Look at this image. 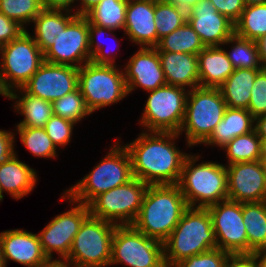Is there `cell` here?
<instances>
[{"label": "cell", "mask_w": 266, "mask_h": 267, "mask_svg": "<svg viewBox=\"0 0 266 267\" xmlns=\"http://www.w3.org/2000/svg\"><path fill=\"white\" fill-rule=\"evenodd\" d=\"M179 136L175 132L143 131L124 145L131 158L133 177L148 185L178 184L189 154L175 145Z\"/></svg>", "instance_id": "obj_1"}, {"label": "cell", "mask_w": 266, "mask_h": 267, "mask_svg": "<svg viewBox=\"0 0 266 267\" xmlns=\"http://www.w3.org/2000/svg\"><path fill=\"white\" fill-rule=\"evenodd\" d=\"M188 208L177 184L148 185L132 226L163 243Z\"/></svg>", "instance_id": "obj_2"}, {"label": "cell", "mask_w": 266, "mask_h": 267, "mask_svg": "<svg viewBox=\"0 0 266 267\" xmlns=\"http://www.w3.org/2000/svg\"><path fill=\"white\" fill-rule=\"evenodd\" d=\"M200 155L185 157L178 182L189 207L207 208L228 199L226 165L217 162H198Z\"/></svg>", "instance_id": "obj_3"}, {"label": "cell", "mask_w": 266, "mask_h": 267, "mask_svg": "<svg viewBox=\"0 0 266 267\" xmlns=\"http://www.w3.org/2000/svg\"><path fill=\"white\" fill-rule=\"evenodd\" d=\"M163 245L167 267L188 257L216 249L217 242L208 209L189 207Z\"/></svg>", "instance_id": "obj_4"}, {"label": "cell", "mask_w": 266, "mask_h": 267, "mask_svg": "<svg viewBox=\"0 0 266 267\" xmlns=\"http://www.w3.org/2000/svg\"><path fill=\"white\" fill-rule=\"evenodd\" d=\"M120 143L117 139L104 159L64 192L74 201L88 205L99 194L129 182L133 178L131 158Z\"/></svg>", "instance_id": "obj_5"}, {"label": "cell", "mask_w": 266, "mask_h": 267, "mask_svg": "<svg viewBox=\"0 0 266 267\" xmlns=\"http://www.w3.org/2000/svg\"><path fill=\"white\" fill-rule=\"evenodd\" d=\"M226 108L219 88L199 86L189 90L185 116L178 134L185 132L188 147L203 144L223 119Z\"/></svg>", "instance_id": "obj_6"}, {"label": "cell", "mask_w": 266, "mask_h": 267, "mask_svg": "<svg viewBox=\"0 0 266 267\" xmlns=\"http://www.w3.org/2000/svg\"><path fill=\"white\" fill-rule=\"evenodd\" d=\"M92 61L78 68V88L91 112L120 102L127 95L123 69Z\"/></svg>", "instance_id": "obj_7"}, {"label": "cell", "mask_w": 266, "mask_h": 267, "mask_svg": "<svg viewBox=\"0 0 266 267\" xmlns=\"http://www.w3.org/2000/svg\"><path fill=\"white\" fill-rule=\"evenodd\" d=\"M28 31L2 46L0 86L6 95L22 88L44 62V53Z\"/></svg>", "instance_id": "obj_8"}, {"label": "cell", "mask_w": 266, "mask_h": 267, "mask_svg": "<svg viewBox=\"0 0 266 267\" xmlns=\"http://www.w3.org/2000/svg\"><path fill=\"white\" fill-rule=\"evenodd\" d=\"M116 226L89 215L75 235L66 260L75 267L110 266L112 238Z\"/></svg>", "instance_id": "obj_9"}, {"label": "cell", "mask_w": 266, "mask_h": 267, "mask_svg": "<svg viewBox=\"0 0 266 267\" xmlns=\"http://www.w3.org/2000/svg\"><path fill=\"white\" fill-rule=\"evenodd\" d=\"M189 90L180 86L165 85L148 91L139 123L145 131L179 133L186 109Z\"/></svg>", "instance_id": "obj_10"}, {"label": "cell", "mask_w": 266, "mask_h": 267, "mask_svg": "<svg viewBox=\"0 0 266 267\" xmlns=\"http://www.w3.org/2000/svg\"><path fill=\"white\" fill-rule=\"evenodd\" d=\"M148 184L133 177L126 184L99 194L89 204L90 215L117 226L132 225Z\"/></svg>", "instance_id": "obj_11"}, {"label": "cell", "mask_w": 266, "mask_h": 267, "mask_svg": "<svg viewBox=\"0 0 266 267\" xmlns=\"http://www.w3.org/2000/svg\"><path fill=\"white\" fill-rule=\"evenodd\" d=\"M167 267L164 245L136 230L132 225L116 226L112 238L110 266Z\"/></svg>", "instance_id": "obj_12"}, {"label": "cell", "mask_w": 266, "mask_h": 267, "mask_svg": "<svg viewBox=\"0 0 266 267\" xmlns=\"http://www.w3.org/2000/svg\"><path fill=\"white\" fill-rule=\"evenodd\" d=\"M67 199L70 210L55 216L45 227L37 233L40 244L48 259H52L55 251L60 259H66L70 253L73 239L79 231L83 221L90 215L88 205L71 199L65 192L61 201Z\"/></svg>", "instance_id": "obj_13"}, {"label": "cell", "mask_w": 266, "mask_h": 267, "mask_svg": "<svg viewBox=\"0 0 266 267\" xmlns=\"http://www.w3.org/2000/svg\"><path fill=\"white\" fill-rule=\"evenodd\" d=\"M89 20L77 15L44 52V61L80 68L91 61Z\"/></svg>", "instance_id": "obj_14"}, {"label": "cell", "mask_w": 266, "mask_h": 267, "mask_svg": "<svg viewBox=\"0 0 266 267\" xmlns=\"http://www.w3.org/2000/svg\"><path fill=\"white\" fill-rule=\"evenodd\" d=\"M207 209L212 219L217 248L230 254L248 253L242 203L227 199Z\"/></svg>", "instance_id": "obj_15"}, {"label": "cell", "mask_w": 266, "mask_h": 267, "mask_svg": "<svg viewBox=\"0 0 266 267\" xmlns=\"http://www.w3.org/2000/svg\"><path fill=\"white\" fill-rule=\"evenodd\" d=\"M78 88V68L44 61L22 89L35 97L54 102Z\"/></svg>", "instance_id": "obj_16"}, {"label": "cell", "mask_w": 266, "mask_h": 267, "mask_svg": "<svg viewBox=\"0 0 266 267\" xmlns=\"http://www.w3.org/2000/svg\"><path fill=\"white\" fill-rule=\"evenodd\" d=\"M228 199L240 203L266 201L264 164L238 162L226 165Z\"/></svg>", "instance_id": "obj_17"}, {"label": "cell", "mask_w": 266, "mask_h": 267, "mask_svg": "<svg viewBox=\"0 0 266 267\" xmlns=\"http://www.w3.org/2000/svg\"><path fill=\"white\" fill-rule=\"evenodd\" d=\"M187 22L205 47L222 46L235 33V24L218 13L210 0H201L190 8Z\"/></svg>", "instance_id": "obj_18"}, {"label": "cell", "mask_w": 266, "mask_h": 267, "mask_svg": "<svg viewBox=\"0 0 266 267\" xmlns=\"http://www.w3.org/2000/svg\"><path fill=\"white\" fill-rule=\"evenodd\" d=\"M123 70L128 94L137 87L148 92L167 85L155 47H140Z\"/></svg>", "instance_id": "obj_19"}, {"label": "cell", "mask_w": 266, "mask_h": 267, "mask_svg": "<svg viewBox=\"0 0 266 267\" xmlns=\"http://www.w3.org/2000/svg\"><path fill=\"white\" fill-rule=\"evenodd\" d=\"M0 246L5 265L9 260L26 267H39L48 257L45 255L36 233L12 229L0 233Z\"/></svg>", "instance_id": "obj_20"}, {"label": "cell", "mask_w": 266, "mask_h": 267, "mask_svg": "<svg viewBox=\"0 0 266 267\" xmlns=\"http://www.w3.org/2000/svg\"><path fill=\"white\" fill-rule=\"evenodd\" d=\"M124 34L139 47H155L158 44L154 0H128Z\"/></svg>", "instance_id": "obj_21"}, {"label": "cell", "mask_w": 266, "mask_h": 267, "mask_svg": "<svg viewBox=\"0 0 266 267\" xmlns=\"http://www.w3.org/2000/svg\"><path fill=\"white\" fill-rule=\"evenodd\" d=\"M167 85L199 87L198 55L174 52H158Z\"/></svg>", "instance_id": "obj_22"}, {"label": "cell", "mask_w": 266, "mask_h": 267, "mask_svg": "<svg viewBox=\"0 0 266 267\" xmlns=\"http://www.w3.org/2000/svg\"><path fill=\"white\" fill-rule=\"evenodd\" d=\"M36 170L17 158L15 153L10 159L0 164V192L9 193L13 198L20 199L30 194L37 182Z\"/></svg>", "instance_id": "obj_23"}, {"label": "cell", "mask_w": 266, "mask_h": 267, "mask_svg": "<svg viewBox=\"0 0 266 267\" xmlns=\"http://www.w3.org/2000/svg\"><path fill=\"white\" fill-rule=\"evenodd\" d=\"M197 55L201 87L219 88L235 69L222 46L205 47Z\"/></svg>", "instance_id": "obj_24"}, {"label": "cell", "mask_w": 266, "mask_h": 267, "mask_svg": "<svg viewBox=\"0 0 266 267\" xmlns=\"http://www.w3.org/2000/svg\"><path fill=\"white\" fill-rule=\"evenodd\" d=\"M255 118L247 109H225L223 119L216 125L211 136L203 143L223 148L233 138L254 130Z\"/></svg>", "instance_id": "obj_25"}, {"label": "cell", "mask_w": 266, "mask_h": 267, "mask_svg": "<svg viewBox=\"0 0 266 267\" xmlns=\"http://www.w3.org/2000/svg\"><path fill=\"white\" fill-rule=\"evenodd\" d=\"M6 98L15 100L13 106L15 111L24 116V119L16 127L44 128L46 122L53 115L52 102L32 96L22 88L11 91Z\"/></svg>", "instance_id": "obj_26"}, {"label": "cell", "mask_w": 266, "mask_h": 267, "mask_svg": "<svg viewBox=\"0 0 266 267\" xmlns=\"http://www.w3.org/2000/svg\"><path fill=\"white\" fill-rule=\"evenodd\" d=\"M76 16L77 14H72L71 11L45 8L36 16L32 22L35 27L34 35L31 36L43 53Z\"/></svg>", "instance_id": "obj_27"}, {"label": "cell", "mask_w": 266, "mask_h": 267, "mask_svg": "<svg viewBox=\"0 0 266 267\" xmlns=\"http://www.w3.org/2000/svg\"><path fill=\"white\" fill-rule=\"evenodd\" d=\"M261 69H234L219 87L227 107L248 109L252 86Z\"/></svg>", "instance_id": "obj_28"}, {"label": "cell", "mask_w": 266, "mask_h": 267, "mask_svg": "<svg viewBox=\"0 0 266 267\" xmlns=\"http://www.w3.org/2000/svg\"><path fill=\"white\" fill-rule=\"evenodd\" d=\"M248 253L266 247V201L242 203Z\"/></svg>", "instance_id": "obj_29"}, {"label": "cell", "mask_w": 266, "mask_h": 267, "mask_svg": "<svg viewBox=\"0 0 266 267\" xmlns=\"http://www.w3.org/2000/svg\"><path fill=\"white\" fill-rule=\"evenodd\" d=\"M158 52L187 53L197 55L205 48L199 35L186 22L170 34L159 39L155 46Z\"/></svg>", "instance_id": "obj_30"}, {"label": "cell", "mask_w": 266, "mask_h": 267, "mask_svg": "<svg viewBox=\"0 0 266 267\" xmlns=\"http://www.w3.org/2000/svg\"><path fill=\"white\" fill-rule=\"evenodd\" d=\"M128 0H102L85 16L93 25L123 30Z\"/></svg>", "instance_id": "obj_31"}, {"label": "cell", "mask_w": 266, "mask_h": 267, "mask_svg": "<svg viewBox=\"0 0 266 267\" xmlns=\"http://www.w3.org/2000/svg\"><path fill=\"white\" fill-rule=\"evenodd\" d=\"M233 45L230 51L226 50L228 59L235 69L264 68L256 41L242 38L235 33L223 44Z\"/></svg>", "instance_id": "obj_32"}, {"label": "cell", "mask_w": 266, "mask_h": 267, "mask_svg": "<svg viewBox=\"0 0 266 267\" xmlns=\"http://www.w3.org/2000/svg\"><path fill=\"white\" fill-rule=\"evenodd\" d=\"M235 34L257 41L266 34V3L245 6L239 20L235 23Z\"/></svg>", "instance_id": "obj_33"}, {"label": "cell", "mask_w": 266, "mask_h": 267, "mask_svg": "<svg viewBox=\"0 0 266 267\" xmlns=\"http://www.w3.org/2000/svg\"><path fill=\"white\" fill-rule=\"evenodd\" d=\"M222 150L226 151V158L230 165L238 162H254L260 157V138L255 130L233 138Z\"/></svg>", "instance_id": "obj_34"}, {"label": "cell", "mask_w": 266, "mask_h": 267, "mask_svg": "<svg viewBox=\"0 0 266 267\" xmlns=\"http://www.w3.org/2000/svg\"><path fill=\"white\" fill-rule=\"evenodd\" d=\"M154 14L158 42L187 22V10L164 0H154Z\"/></svg>", "instance_id": "obj_35"}, {"label": "cell", "mask_w": 266, "mask_h": 267, "mask_svg": "<svg viewBox=\"0 0 266 267\" xmlns=\"http://www.w3.org/2000/svg\"><path fill=\"white\" fill-rule=\"evenodd\" d=\"M22 144L33 156L41 158H56L57 147L48 137L44 128L16 127Z\"/></svg>", "instance_id": "obj_36"}, {"label": "cell", "mask_w": 266, "mask_h": 267, "mask_svg": "<svg viewBox=\"0 0 266 267\" xmlns=\"http://www.w3.org/2000/svg\"><path fill=\"white\" fill-rule=\"evenodd\" d=\"M43 9L42 0H0V12L25 29Z\"/></svg>", "instance_id": "obj_37"}, {"label": "cell", "mask_w": 266, "mask_h": 267, "mask_svg": "<svg viewBox=\"0 0 266 267\" xmlns=\"http://www.w3.org/2000/svg\"><path fill=\"white\" fill-rule=\"evenodd\" d=\"M52 105L54 115L72 121L75 124L91 114L86 107L84 97L79 88L55 100Z\"/></svg>", "instance_id": "obj_38"}, {"label": "cell", "mask_w": 266, "mask_h": 267, "mask_svg": "<svg viewBox=\"0 0 266 267\" xmlns=\"http://www.w3.org/2000/svg\"><path fill=\"white\" fill-rule=\"evenodd\" d=\"M113 29L93 25L89 22V49L91 53V61L95 64L117 65L115 64L116 55H112L104 49L99 38L106 33L112 34ZM98 37V38H97ZM101 39V38H100ZM113 50V49H112ZM113 53V52H112Z\"/></svg>", "instance_id": "obj_39"}, {"label": "cell", "mask_w": 266, "mask_h": 267, "mask_svg": "<svg viewBox=\"0 0 266 267\" xmlns=\"http://www.w3.org/2000/svg\"><path fill=\"white\" fill-rule=\"evenodd\" d=\"M75 123L60 116L52 115L45 124V131L54 145L65 147L71 141Z\"/></svg>", "instance_id": "obj_40"}, {"label": "cell", "mask_w": 266, "mask_h": 267, "mask_svg": "<svg viewBox=\"0 0 266 267\" xmlns=\"http://www.w3.org/2000/svg\"><path fill=\"white\" fill-rule=\"evenodd\" d=\"M230 253L219 248L176 262L171 267H224Z\"/></svg>", "instance_id": "obj_41"}, {"label": "cell", "mask_w": 266, "mask_h": 267, "mask_svg": "<svg viewBox=\"0 0 266 267\" xmlns=\"http://www.w3.org/2000/svg\"><path fill=\"white\" fill-rule=\"evenodd\" d=\"M247 110L254 118L266 114V68L255 77Z\"/></svg>", "instance_id": "obj_42"}, {"label": "cell", "mask_w": 266, "mask_h": 267, "mask_svg": "<svg viewBox=\"0 0 266 267\" xmlns=\"http://www.w3.org/2000/svg\"><path fill=\"white\" fill-rule=\"evenodd\" d=\"M218 13L223 14L234 24L239 20L245 4L243 0H210Z\"/></svg>", "instance_id": "obj_43"}, {"label": "cell", "mask_w": 266, "mask_h": 267, "mask_svg": "<svg viewBox=\"0 0 266 267\" xmlns=\"http://www.w3.org/2000/svg\"><path fill=\"white\" fill-rule=\"evenodd\" d=\"M25 30L17 21L7 18L0 12V44L3 46L18 38Z\"/></svg>", "instance_id": "obj_44"}, {"label": "cell", "mask_w": 266, "mask_h": 267, "mask_svg": "<svg viewBox=\"0 0 266 267\" xmlns=\"http://www.w3.org/2000/svg\"><path fill=\"white\" fill-rule=\"evenodd\" d=\"M15 134L13 132L0 129V164L10 159L15 153Z\"/></svg>", "instance_id": "obj_45"}, {"label": "cell", "mask_w": 266, "mask_h": 267, "mask_svg": "<svg viewBox=\"0 0 266 267\" xmlns=\"http://www.w3.org/2000/svg\"><path fill=\"white\" fill-rule=\"evenodd\" d=\"M224 267H257L252 253H236L227 256Z\"/></svg>", "instance_id": "obj_46"}, {"label": "cell", "mask_w": 266, "mask_h": 267, "mask_svg": "<svg viewBox=\"0 0 266 267\" xmlns=\"http://www.w3.org/2000/svg\"><path fill=\"white\" fill-rule=\"evenodd\" d=\"M77 1L76 0H42V5L45 9L73 11V8L71 7V5L76 3Z\"/></svg>", "instance_id": "obj_47"}, {"label": "cell", "mask_w": 266, "mask_h": 267, "mask_svg": "<svg viewBox=\"0 0 266 267\" xmlns=\"http://www.w3.org/2000/svg\"><path fill=\"white\" fill-rule=\"evenodd\" d=\"M100 1L102 0H78V2H80V7L78 9L76 8V10L74 9V13L85 16Z\"/></svg>", "instance_id": "obj_48"}, {"label": "cell", "mask_w": 266, "mask_h": 267, "mask_svg": "<svg viewBox=\"0 0 266 267\" xmlns=\"http://www.w3.org/2000/svg\"><path fill=\"white\" fill-rule=\"evenodd\" d=\"M254 130L259 138H266V114L255 118Z\"/></svg>", "instance_id": "obj_49"}, {"label": "cell", "mask_w": 266, "mask_h": 267, "mask_svg": "<svg viewBox=\"0 0 266 267\" xmlns=\"http://www.w3.org/2000/svg\"><path fill=\"white\" fill-rule=\"evenodd\" d=\"M39 267H75L70 261L66 259H48Z\"/></svg>", "instance_id": "obj_50"}, {"label": "cell", "mask_w": 266, "mask_h": 267, "mask_svg": "<svg viewBox=\"0 0 266 267\" xmlns=\"http://www.w3.org/2000/svg\"><path fill=\"white\" fill-rule=\"evenodd\" d=\"M258 51L261 59V63L266 68V34L260 37L257 41Z\"/></svg>", "instance_id": "obj_51"}, {"label": "cell", "mask_w": 266, "mask_h": 267, "mask_svg": "<svg viewBox=\"0 0 266 267\" xmlns=\"http://www.w3.org/2000/svg\"><path fill=\"white\" fill-rule=\"evenodd\" d=\"M165 2L174 4L178 7L184 8L185 10H189L193 6L197 5L201 0H164Z\"/></svg>", "instance_id": "obj_52"}, {"label": "cell", "mask_w": 266, "mask_h": 267, "mask_svg": "<svg viewBox=\"0 0 266 267\" xmlns=\"http://www.w3.org/2000/svg\"><path fill=\"white\" fill-rule=\"evenodd\" d=\"M252 254L256 260L257 267H266V247L255 250Z\"/></svg>", "instance_id": "obj_53"}, {"label": "cell", "mask_w": 266, "mask_h": 267, "mask_svg": "<svg viewBox=\"0 0 266 267\" xmlns=\"http://www.w3.org/2000/svg\"><path fill=\"white\" fill-rule=\"evenodd\" d=\"M259 160L266 164V138H260V157Z\"/></svg>", "instance_id": "obj_54"}, {"label": "cell", "mask_w": 266, "mask_h": 267, "mask_svg": "<svg viewBox=\"0 0 266 267\" xmlns=\"http://www.w3.org/2000/svg\"><path fill=\"white\" fill-rule=\"evenodd\" d=\"M243 1H244L245 6L266 3V0H243Z\"/></svg>", "instance_id": "obj_55"}, {"label": "cell", "mask_w": 266, "mask_h": 267, "mask_svg": "<svg viewBox=\"0 0 266 267\" xmlns=\"http://www.w3.org/2000/svg\"><path fill=\"white\" fill-rule=\"evenodd\" d=\"M0 267H6L0 246Z\"/></svg>", "instance_id": "obj_56"}, {"label": "cell", "mask_w": 266, "mask_h": 267, "mask_svg": "<svg viewBox=\"0 0 266 267\" xmlns=\"http://www.w3.org/2000/svg\"><path fill=\"white\" fill-rule=\"evenodd\" d=\"M0 95L7 97V95L5 94V92L2 90L1 86H0Z\"/></svg>", "instance_id": "obj_57"}, {"label": "cell", "mask_w": 266, "mask_h": 267, "mask_svg": "<svg viewBox=\"0 0 266 267\" xmlns=\"http://www.w3.org/2000/svg\"><path fill=\"white\" fill-rule=\"evenodd\" d=\"M264 173H265V184H266V164L264 165Z\"/></svg>", "instance_id": "obj_58"}, {"label": "cell", "mask_w": 266, "mask_h": 267, "mask_svg": "<svg viewBox=\"0 0 266 267\" xmlns=\"http://www.w3.org/2000/svg\"><path fill=\"white\" fill-rule=\"evenodd\" d=\"M3 197L1 196V192H0V202L3 201Z\"/></svg>", "instance_id": "obj_59"}]
</instances>
